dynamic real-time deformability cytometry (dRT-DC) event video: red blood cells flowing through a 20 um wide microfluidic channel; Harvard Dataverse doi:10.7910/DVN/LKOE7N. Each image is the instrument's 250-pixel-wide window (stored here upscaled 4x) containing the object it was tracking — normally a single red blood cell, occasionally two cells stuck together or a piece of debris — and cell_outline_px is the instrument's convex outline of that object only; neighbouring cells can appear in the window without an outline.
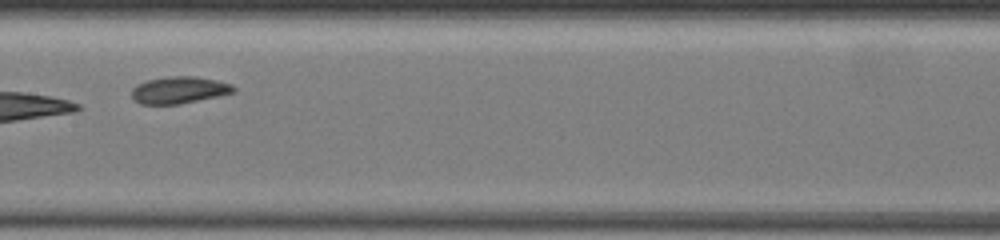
{"species": "common noctule bat (a hibernating species)", "species_latin": "Nyctalus noctula", "temperature_condition": "warm", "stored_images_in_passage": 16, "camera_frame_rate_fps": 3000, "um_per_image_px": 0.085, "animal": {"sex": "female", "body_mass_g": 19.5, "forearm_length_mm": 54.1}, "frame": {"image": 1, "passage_image": 5, "time_ms": 4.667, "image_size_px": [1000, 240], "cell_outline_px": [[236, 92], [180, 104], [140, 104], [132, 96], [132, 88], [136, 84], [148, 80], [168, 76], [196, 76], [216, 80], [232, 84], [236, 88]], "centroid_in_image_um": [15.24, 7.64], "position_along_channel_um": 192.2, "area_um2": 16.01}}